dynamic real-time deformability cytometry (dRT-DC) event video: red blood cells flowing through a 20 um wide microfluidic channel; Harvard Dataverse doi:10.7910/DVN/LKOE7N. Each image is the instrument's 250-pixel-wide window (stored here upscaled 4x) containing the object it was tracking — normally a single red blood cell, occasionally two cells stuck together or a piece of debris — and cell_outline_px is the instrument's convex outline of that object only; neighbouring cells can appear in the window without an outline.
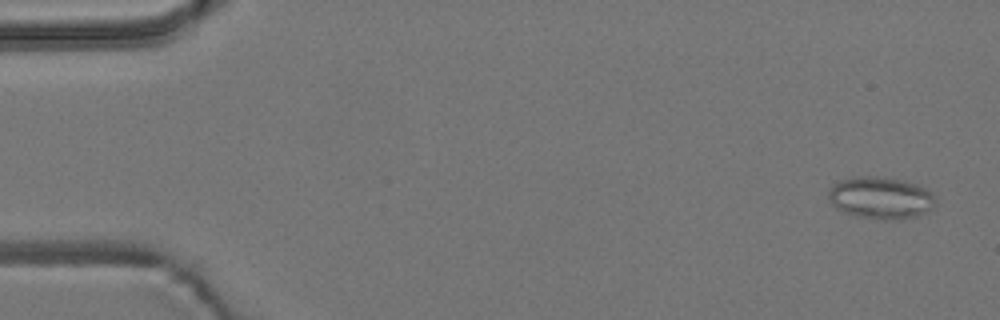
{"species": "common noctule bat (a hibernating species)", "species_latin": "Nyctalus noctula", "temperature_condition": "room temperature", "stored_images_in_passage": 4, "camera_frame_rate_fps": 3000, "um_per_image_px": 0.085, "animal": {"sex": "male", "body_mass_g": 19.2, "forearm_length_mm": 51.8}, "frame": {"image": 1, "passage_image": 1, "time_ms": 0.0, "image_size_px": [1000, 320], "cell_outline_px": [[936, 204], [928, 212], [916, 216], [900, 220], [884, 220], [856, 216], [844, 212], [836, 208], [832, 204], [828, 196], [828, 192], [832, 184], [840, 180], [860, 176], [872, 176], [904, 180], [916, 184], [932, 192], [936, 196]], "centroid_in_image_um": [74.88, 16.83], "position_along_channel_um": 10.1, "area_um2": 26.53}}